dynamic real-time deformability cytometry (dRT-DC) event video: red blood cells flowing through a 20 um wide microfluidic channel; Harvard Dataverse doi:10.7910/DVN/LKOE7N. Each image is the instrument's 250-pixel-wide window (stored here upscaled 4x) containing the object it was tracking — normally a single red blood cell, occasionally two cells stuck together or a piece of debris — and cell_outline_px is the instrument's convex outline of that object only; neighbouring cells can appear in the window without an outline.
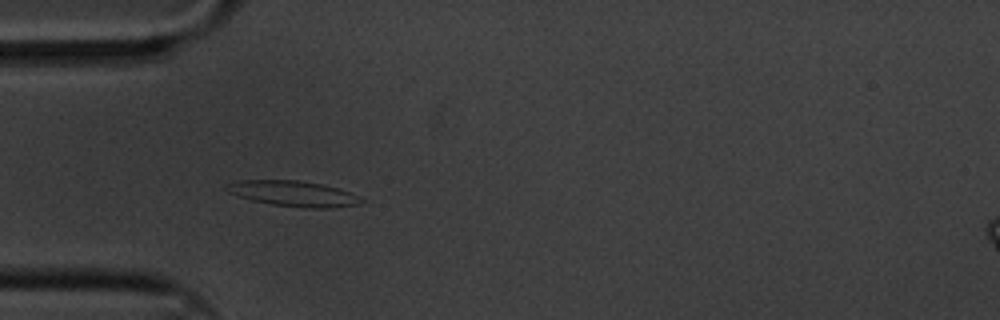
{"species": "common noctule bat (a hibernating species)", "species_latin": "Nyctalus noctula", "temperature_condition": "cold", "stored_images_in_passage": 44, "camera_frame_rate_fps": 3000, "um_per_image_px": 0.085, "animal": {"sex": "male", "body_mass_g": 20.1, "forearm_length_mm": 53.5}, "frame": {"image": 1, "passage_image": 1, "time_ms": 0.0, "image_size_px": [1000, 320], "cell_outline_px": [[368, 200], [360, 204], [332, 208], [308, 208], [272, 204], [252, 200], [228, 192], [224, 188], [224, 184], [240, 180], [296, 180], [320, 184], [340, 188]], "centroid_in_image_um": [24.97, 16.45], "position_along_channel_um": 60.0, "area_um2": 20.11}}
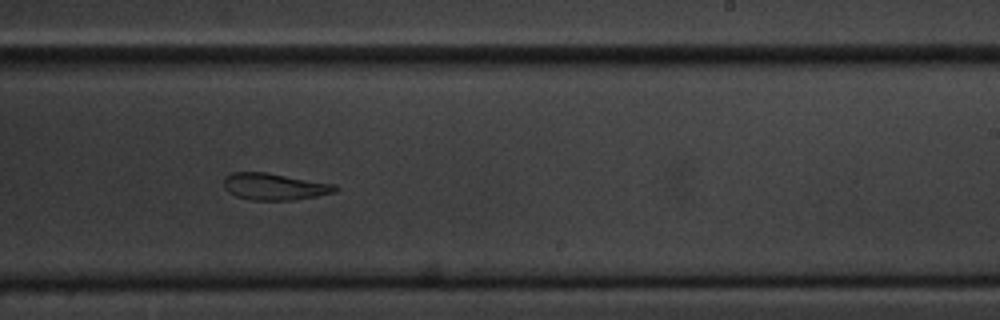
{"frame": {"image": 2, "passage_image": 20, "time_ms": 6.333, "image_size_px": [1000, 320], "cell_outline_px": [[340, 188], [336, 192], [316, 196], [292, 200], [252, 200], [236, 196], [228, 192], [224, 188], [224, 176], [232, 172], [268, 172], [336, 184]], "centroid_in_image_um": [23.34, 15.85], "position_along_channel_um": 265.7, "area_um2": 17.63}}
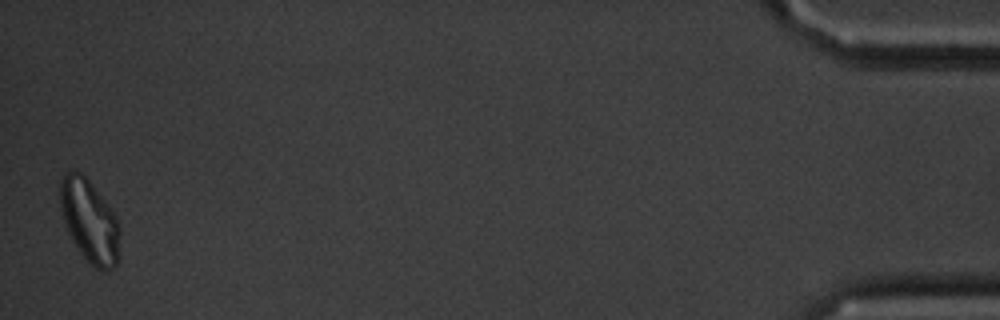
{"frame": {"image": 3, "passage_image": 43, "time_ms": 14.0, "image_size_px": [1000, 320], "cell_outline_px": [[120, 256], [116, 264], [112, 268], [104, 272], [96, 268], [80, 252], [72, 240], [68, 232], [60, 208], [60, 180], [64, 172], [80, 172], [88, 180], [116, 216], [120, 228]], "centroid_in_image_um": [7.63, 18.82], "position_along_channel_um": 427.6, "area_um2": 28.61}, "authors_computed_cell_mechanics": {"area_um2": 18.6116, "velocity_mm_per_s": 3.286, "shape_relaxation_time_tau1_ms": 9.5996, "shape_relaxation_time_tau2_ms": 9.0091, "deformation_change_tau1": 0.196, "deformation_change_tau2": 0.187}}